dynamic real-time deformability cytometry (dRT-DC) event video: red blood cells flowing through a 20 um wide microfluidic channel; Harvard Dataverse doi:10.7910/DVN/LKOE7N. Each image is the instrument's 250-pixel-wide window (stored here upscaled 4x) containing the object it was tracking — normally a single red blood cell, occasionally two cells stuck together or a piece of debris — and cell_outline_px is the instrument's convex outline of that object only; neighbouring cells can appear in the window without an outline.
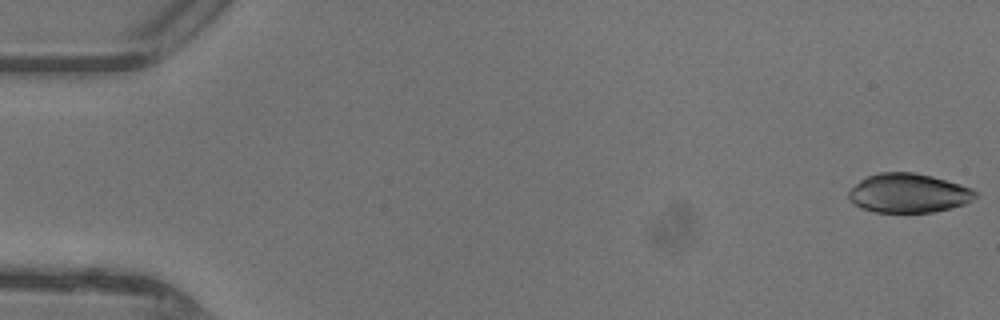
{"species": "common noctule bat (a hibernating species)", "species_latin": "Nyctalus noctula", "temperature_condition": "warm", "stored_images_in_passage": 47, "camera_frame_rate_fps": 3000, "um_per_image_px": 0.085, "animal": {"sex": "female"}, "frame": {"image": 1, "passage_image": 1, "time_ms": 0.0, "image_size_px": [1000, 320], "cell_outline_px": [[976, 196], [972, 200], [964, 204], [932, 212], [876, 212], [864, 208], [856, 204], [848, 196], [848, 192], [860, 180], [868, 176], [880, 172], [912, 172], [932, 176], [960, 184], [972, 188], [976, 192]], "centroid_in_image_um": [77.24, 16.4], "position_along_channel_um": 7.8, "area_um2": 28.5}}
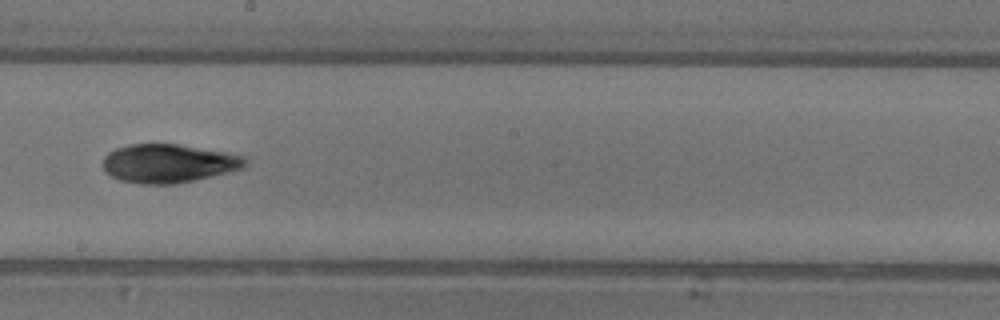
{"frame": {"image": 2, "passage_image": 27, "time_ms": 8.667, "image_size_px": [1000, 320], "cell_outline_px": [[248, 164], [244, 168], [176, 184], [140, 184], [120, 180], [112, 176], [104, 168], [104, 156], [108, 152], [116, 148], [132, 144], [180, 144], [224, 152], [244, 156], [248, 160]], "centroid_in_image_um": [14.34, 13.88], "position_along_channel_um": 233.9, "area_um2": 31.85}}
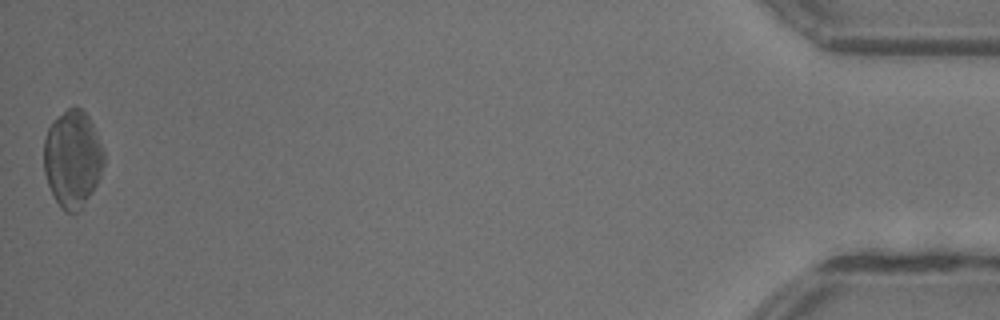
{"frame": {"image": 3, "passage_image": 47, "time_ms": 15.333, "image_size_px": [1000, 320], "cell_outline_px": [[104, 164], [100, 176], [92, 192], [80, 208], [76, 212], [64, 212], [60, 208], [48, 184], [44, 172], [44, 140], [48, 128], [56, 116], [68, 108], [80, 108], [88, 116], [92, 124], [104, 152]], "centroid_in_image_um": [6.15, 13.5], "position_along_channel_um": 429.0, "area_um2": 33.64}}